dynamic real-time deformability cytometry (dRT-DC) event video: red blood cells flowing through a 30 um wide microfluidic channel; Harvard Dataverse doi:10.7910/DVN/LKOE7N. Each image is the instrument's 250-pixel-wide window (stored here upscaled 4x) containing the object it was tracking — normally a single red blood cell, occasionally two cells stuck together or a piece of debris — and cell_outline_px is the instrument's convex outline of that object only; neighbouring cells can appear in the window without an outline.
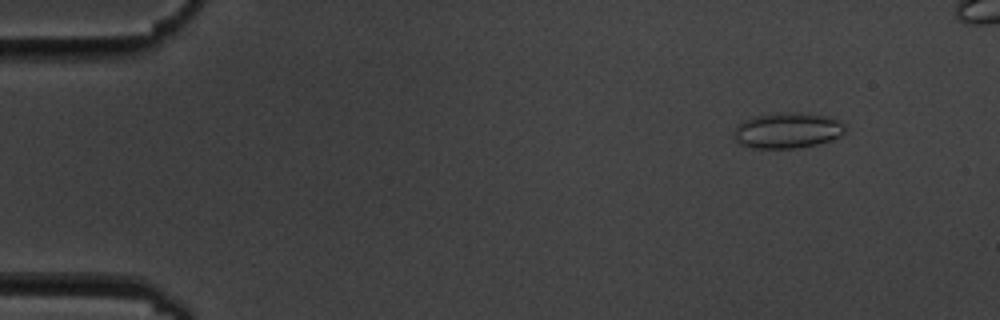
{"species": "common noctule bat (a hibernating species)", "species_latin": "Nyctalus noctula", "temperature_condition": "cold", "stored_images_in_passage": 6, "camera_frame_rate_fps": 3000, "um_per_image_px": 0.085, "animal": {"sex": "male", "body_mass_g": 19.5, "forearm_length_mm": 54.6}, "frame": {"image": 1, "passage_image": 2, "time_ms": 1.333, "image_size_px": [1000, 320], "cell_outline_px": [[844, 132], [840, 136], [816, 144], [796, 148], [756, 148], [740, 144], [736, 140], [736, 124], [752, 116], [780, 112], [804, 112], [832, 116], [844, 124]], "centroid_in_image_um": [66.95, 11.05], "position_along_channel_um": 18.1, "area_um2": 23.18}}